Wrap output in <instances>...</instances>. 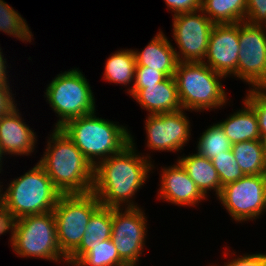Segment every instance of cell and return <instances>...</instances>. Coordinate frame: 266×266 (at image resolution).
<instances>
[{
  "label": "cell",
  "mask_w": 266,
  "mask_h": 266,
  "mask_svg": "<svg viewBox=\"0 0 266 266\" xmlns=\"http://www.w3.org/2000/svg\"><path fill=\"white\" fill-rule=\"evenodd\" d=\"M36 134L22 121L19 110L15 108L11 113L0 116V149L3 156L29 155L36 145Z\"/></svg>",
  "instance_id": "16"
},
{
  "label": "cell",
  "mask_w": 266,
  "mask_h": 266,
  "mask_svg": "<svg viewBox=\"0 0 266 266\" xmlns=\"http://www.w3.org/2000/svg\"><path fill=\"white\" fill-rule=\"evenodd\" d=\"M255 111L261 137L266 135V93L260 88H251L244 99Z\"/></svg>",
  "instance_id": "29"
},
{
  "label": "cell",
  "mask_w": 266,
  "mask_h": 266,
  "mask_svg": "<svg viewBox=\"0 0 266 266\" xmlns=\"http://www.w3.org/2000/svg\"><path fill=\"white\" fill-rule=\"evenodd\" d=\"M245 22L266 25V0H247Z\"/></svg>",
  "instance_id": "31"
},
{
  "label": "cell",
  "mask_w": 266,
  "mask_h": 266,
  "mask_svg": "<svg viewBox=\"0 0 266 266\" xmlns=\"http://www.w3.org/2000/svg\"><path fill=\"white\" fill-rule=\"evenodd\" d=\"M242 101H244L243 109L234 112L223 122H218L232 144L261 140L257 115L245 100Z\"/></svg>",
  "instance_id": "21"
},
{
  "label": "cell",
  "mask_w": 266,
  "mask_h": 266,
  "mask_svg": "<svg viewBox=\"0 0 266 266\" xmlns=\"http://www.w3.org/2000/svg\"><path fill=\"white\" fill-rule=\"evenodd\" d=\"M175 50L167 36L160 31L142 51L133 50L136 66H147L148 69L163 72L167 77L174 76L178 63Z\"/></svg>",
  "instance_id": "18"
},
{
  "label": "cell",
  "mask_w": 266,
  "mask_h": 266,
  "mask_svg": "<svg viewBox=\"0 0 266 266\" xmlns=\"http://www.w3.org/2000/svg\"><path fill=\"white\" fill-rule=\"evenodd\" d=\"M239 50V22L214 24L203 63L225 77L232 76L237 70Z\"/></svg>",
  "instance_id": "14"
},
{
  "label": "cell",
  "mask_w": 266,
  "mask_h": 266,
  "mask_svg": "<svg viewBox=\"0 0 266 266\" xmlns=\"http://www.w3.org/2000/svg\"><path fill=\"white\" fill-rule=\"evenodd\" d=\"M167 9L174 12L173 15L179 13L194 12L201 9L202 0H164ZM169 7V8H168Z\"/></svg>",
  "instance_id": "32"
},
{
  "label": "cell",
  "mask_w": 266,
  "mask_h": 266,
  "mask_svg": "<svg viewBox=\"0 0 266 266\" xmlns=\"http://www.w3.org/2000/svg\"><path fill=\"white\" fill-rule=\"evenodd\" d=\"M224 266H266V253L242 255L237 259L234 258L232 260H228V263H226Z\"/></svg>",
  "instance_id": "33"
},
{
  "label": "cell",
  "mask_w": 266,
  "mask_h": 266,
  "mask_svg": "<svg viewBox=\"0 0 266 266\" xmlns=\"http://www.w3.org/2000/svg\"><path fill=\"white\" fill-rule=\"evenodd\" d=\"M184 109L148 115L145 120L148 149L153 151H180L190 139V121Z\"/></svg>",
  "instance_id": "13"
},
{
  "label": "cell",
  "mask_w": 266,
  "mask_h": 266,
  "mask_svg": "<svg viewBox=\"0 0 266 266\" xmlns=\"http://www.w3.org/2000/svg\"><path fill=\"white\" fill-rule=\"evenodd\" d=\"M261 142H262L264 153H265V156H266V135H263L261 137Z\"/></svg>",
  "instance_id": "37"
},
{
  "label": "cell",
  "mask_w": 266,
  "mask_h": 266,
  "mask_svg": "<svg viewBox=\"0 0 266 266\" xmlns=\"http://www.w3.org/2000/svg\"><path fill=\"white\" fill-rule=\"evenodd\" d=\"M75 266H128L118 255L110 239L91 249Z\"/></svg>",
  "instance_id": "27"
},
{
  "label": "cell",
  "mask_w": 266,
  "mask_h": 266,
  "mask_svg": "<svg viewBox=\"0 0 266 266\" xmlns=\"http://www.w3.org/2000/svg\"><path fill=\"white\" fill-rule=\"evenodd\" d=\"M3 153L1 152V149H0V172H1V170H2V159H3Z\"/></svg>",
  "instance_id": "38"
},
{
  "label": "cell",
  "mask_w": 266,
  "mask_h": 266,
  "mask_svg": "<svg viewBox=\"0 0 266 266\" xmlns=\"http://www.w3.org/2000/svg\"><path fill=\"white\" fill-rule=\"evenodd\" d=\"M47 86L44 96L59 116L54 128L96 112L90 84L78 68L59 73Z\"/></svg>",
  "instance_id": "7"
},
{
  "label": "cell",
  "mask_w": 266,
  "mask_h": 266,
  "mask_svg": "<svg viewBox=\"0 0 266 266\" xmlns=\"http://www.w3.org/2000/svg\"><path fill=\"white\" fill-rule=\"evenodd\" d=\"M239 55L234 77L260 88L266 81V25L239 22Z\"/></svg>",
  "instance_id": "12"
},
{
  "label": "cell",
  "mask_w": 266,
  "mask_h": 266,
  "mask_svg": "<svg viewBox=\"0 0 266 266\" xmlns=\"http://www.w3.org/2000/svg\"><path fill=\"white\" fill-rule=\"evenodd\" d=\"M0 187H2V186L0 185ZM1 192H3V191L0 188V235H1L2 231H3V219H2V216H1Z\"/></svg>",
  "instance_id": "36"
},
{
  "label": "cell",
  "mask_w": 266,
  "mask_h": 266,
  "mask_svg": "<svg viewBox=\"0 0 266 266\" xmlns=\"http://www.w3.org/2000/svg\"><path fill=\"white\" fill-rule=\"evenodd\" d=\"M2 49L0 48V84L8 85L9 81L7 78V66H6V59H4V55H2Z\"/></svg>",
  "instance_id": "35"
},
{
  "label": "cell",
  "mask_w": 266,
  "mask_h": 266,
  "mask_svg": "<svg viewBox=\"0 0 266 266\" xmlns=\"http://www.w3.org/2000/svg\"><path fill=\"white\" fill-rule=\"evenodd\" d=\"M51 139V140H50ZM39 164L62 194L91 193L94 166L74 142L55 128Z\"/></svg>",
  "instance_id": "2"
},
{
  "label": "cell",
  "mask_w": 266,
  "mask_h": 266,
  "mask_svg": "<svg viewBox=\"0 0 266 266\" xmlns=\"http://www.w3.org/2000/svg\"><path fill=\"white\" fill-rule=\"evenodd\" d=\"M212 163L218 172L222 187L245 176L236 162L232 150L216 155L212 159Z\"/></svg>",
  "instance_id": "28"
},
{
  "label": "cell",
  "mask_w": 266,
  "mask_h": 266,
  "mask_svg": "<svg viewBox=\"0 0 266 266\" xmlns=\"http://www.w3.org/2000/svg\"><path fill=\"white\" fill-rule=\"evenodd\" d=\"M101 206L94 193L62 194L53 210L57 239L68 258L80 245L92 214Z\"/></svg>",
  "instance_id": "8"
},
{
  "label": "cell",
  "mask_w": 266,
  "mask_h": 266,
  "mask_svg": "<svg viewBox=\"0 0 266 266\" xmlns=\"http://www.w3.org/2000/svg\"><path fill=\"white\" fill-rule=\"evenodd\" d=\"M95 114L94 112L74 118L60 128L93 166L119 153L130 143L127 127L99 118Z\"/></svg>",
  "instance_id": "4"
},
{
  "label": "cell",
  "mask_w": 266,
  "mask_h": 266,
  "mask_svg": "<svg viewBox=\"0 0 266 266\" xmlns=\"http://www.w3.org/2000/svg\"><path fill=\"white\" fill-rule=\"evenodd\" d=\"M146 225L147 219L142 208H112L111 240L119 257L128 266H137L139 262L145 246Z\"/></svg>",
  "instance_id": "11"
},
{
  "label": "cell",
  "mask_w": 266,
  "mask_h": 266,
  "mask_svg": "<svg viewBox=\"0 0 266 266\" xmlns=\"http://www.w3.org/2000/svg\"><path fill=\"white\" fill-rule=\"evenodd\" d=\"M9 230L11 248L19 256L67 264V258L62 254L58 244L53 211L11 221L4 226L1 235Z\"/></svg>",
  "instance_id": "5"
},
{
  "label": "cell",
  "mask_w": 266,
  "mask_h": 266,
  "mask_svg": "<svg viewBox=\"0 0 266 266\" xmlns=\"http://www.w3.org/2000/svg\"><path fill=\"white\" fill-rule=\"evenodd\" d=\"M0 31L20 41L31 42L33 39L26 20L3 0H0Z\"/></svg>",
  "instance_id": "26"
},
{
  "label": "cell",
  "mask_w": 266,
  "mask_h": 266,
  "mask_svg": "<svg viewBox=\"0 0 266 266\" xmlns=\"http://www.w3.org/2000/svg\"><path fill=\"white\" fill-rule=\"evenodd\" d=\"M222 78L226 77L203 62H178L174 79L182 109L201 112L225 106L228 98Z\"/></svg>",
  "instance_id": "6"
},
{
  "label": "cell",
  "mask_w": 266,
  "mask_h": 266,
  "mask_svg": "<svg viewBox=\"0 0 266 266\" xmlns=\"http://www.w3.org/2000/svg\"><path fill=\"white\" fill-rule=\"evenodd\" d=\"M198 139L196 152L210 160L232 149V143L218 123L209 126Z\"/></svg>",
  "instance_id": "25"
},
{
  "label": "cell",
  "mask_w": 266,
  "mask_h": 266,
  "mask_svg": "<svg viewBox=\"0 0 266 266\" xmlns=\"http://www.w3.org/2000/svg\"><path fill=\"white\" fill-rule=\"evenodd\" d=\"M9 86V84H0V116L7 115L17 108Z\"/></svg>",
  "instance_id": "34"
},
{
  "label": "cell",
  "mask_w": 266,
  "mask_h": 266,
  "mask_svg": "<svg viewBox=\"0 0 266 266\" xmlns=\"http://www.w3.org/2000/svg\"><path fill=\"white\" fill-rule=\"evenodd\" d=\"M177 161L186 170L191 180L205 197L207 196V191L211 190L216 192L217 197L219 196L222 185L212 160L199 153H192L182 158L179 157Z\"/></svg>",
  "instance_id": "20"
},
{
  "label": "cell",
  "mask_w": 266,
  "mask_h": 266,
  "mask_svg": "<svg viewBox=\"0 0 266 266\" xmlns=\"http://www.w3.org/2000/svg\"><path fill=\"white\" fill-rule=\"evenodd\" d=\"M135 68L134 51L132 49L118 50L107 58L103 78L110 83L128 86L134 82Z\"/></svg>",
  "instance_id": "24"
},
{
  "label": "cell",
  "mask_w": 266,
  "mask_h": 266,
  "mask_svg": "<svg viewBox=\"0 0 266 266\" xmlns=\"http://www.w3.org/2000/svg\"><path fill=\"white\" fill-rule=\"evenodd\" d=\"M61 195L46 171L37 163L24 175L14 178L6 191L1 193L3 228L22 217L53 211Z\"/></svg>",
  "instance_id": "3"
},
{
  "label": "cell",
  "mask_w": 266,
  "mask_h": 266,
  "mask_svg": "<svg viewBox=\"0 0 266 266\" xmlns=\"http://www.w3.org/2000/svg\"><path fill=\"white\" fill-rule=\"evenodd\" d=\"M232 152L244 175H266V156L261 140L232 144Z\"/></svg>",
  "instance_id": "22"
},
{
  "label": "cell",
  "mask_w": 266,
  "mask_h": 266,
  "mask_svg": "<svg viewBox=\"0 0 266 266\" xmlns=\"http://www.w3.org/2000/svg\"><path fill=\"white\" fill-rule=\"evenodd\" d=\"M260 89H262L266 93V81L263 83Z\"/></svg>",
  "instance_id": "39"
},
{
  "label": "cell",
  "mask_w": 266,
  "mask_h": 266,
  "mask_svg": "<svg viewBox=\"0 0 266 266\" xmlns=\"http://www.w3.org/2000/svg\"><path fill=\"white\" fill-rule=\"evenodd\" d=\"M218 199L233 220L257 219L266 211V175H245L223 186Z\"/></svg>",
  "instance_id": "9"
},
{
  "label": "cell",
  "mask_w": 266,
  "mask_h": 266,
  "mask_svg": "<svg viewBox=\"0 0 266 266\" xmlns=\"http://www.w3.org/2000/svg\"><path fill=\"white\" fill-rule=\"evenodd\" d=\"M134 139L119 153L111 155L94 166L91 192L101 206L110 208L139 207L133 203V195L144 185L150 173L152 161L149 155L136 153ZM141 155V156H140ZM132 201V202H131ZM128 205V206H127Z\"/></svg>",
  "instance_id": "1"
},
{
  "label": "cell",
  "mask_w": 266,
  "mask_h": 266,
  "mask_svg": "<svg viewBox=\"0 0 266 266\" xmlns=\"http://www.w3.org/2000/svg\"><path fill=\"white\" fill-rule=\"evenodd\" d=\"M247 0H202L201 10L214 23L245 21Z\"/></svg>",
  "instance_id": "23"
},
{
  "label": "cell",
  "mask_w": 266,
  "mask_h": 266,
  "mask_svg": "<svg viewBox=\"0 0 266 266\" xmlns=\"http://www.w3.org/2000/svg\"><path fill=\"white\" fill-rule=\"evenodd\" d=\"M161 186L158 197L178 206L194 207L198 202L206 200L186 170L177 161L173 166L161 169Z\"/></svg>",
  "instance_id": "15"
},
{
  "label": "cell",
  "mask_w": 266,
  "mask_h": 266,
  "mask_svg": "<svg viewBox=\"0 0 266 266\" xmlns=\"http://www.w3.org/2000/svg\"><path fill=\"white\" fill-rule=\"evenodd\" d=\"M172 26L178 62H204L214 23L200 9L173 15Z\"/></svg>",
  "instance_id": "10"
},
{
  "label": "cell",
  "mask_w": 266,
  "mask_h": 266,
  "mask_svg": "<svg viewBox=\"0 0 266 266\" xmlns=\"http://www.w3.org/2000/svg\"><path fill=\"white\" fill-rule=\"evenodd\" d=\"M129 94L149 115L182 109L174 76H169L160 83L147 85L146 88H132Z\"/></svg>",
  "instance_id": "17"
},
{
  "label": "cell",
  "mask_w": 266,
  "mask_h": 266,
  "mask_svg": "<svg viewBox=\"0 0 266 266\" xmlns=\"http://www.w3.org/2000/svg\"><path fill=\"white\" fill-rule=\"evenodd\" d=\"M112 208L100 206L90 217L79 247L67 258L75 266L91 249L111 238Z\"/></svg>",
  "instance_id": "19"
},
{
  "label": "cell",
  "mask_w": 266,
  "mask_h": 266,
  "mask_svg": "<svg viewBox=\"0 0 266 266\" xmlns=\"http://www.w3.org/2000/svg\"><path fill=\"white\" fill-rule=\"evenodd\" d=\"M167 76L156 69H148L147 66H136L134 83L128 89V94L132 88H146L147 85L157 84L164 81Z\"/></svg>",
  "instance_id": "30"
}]
</instances>
